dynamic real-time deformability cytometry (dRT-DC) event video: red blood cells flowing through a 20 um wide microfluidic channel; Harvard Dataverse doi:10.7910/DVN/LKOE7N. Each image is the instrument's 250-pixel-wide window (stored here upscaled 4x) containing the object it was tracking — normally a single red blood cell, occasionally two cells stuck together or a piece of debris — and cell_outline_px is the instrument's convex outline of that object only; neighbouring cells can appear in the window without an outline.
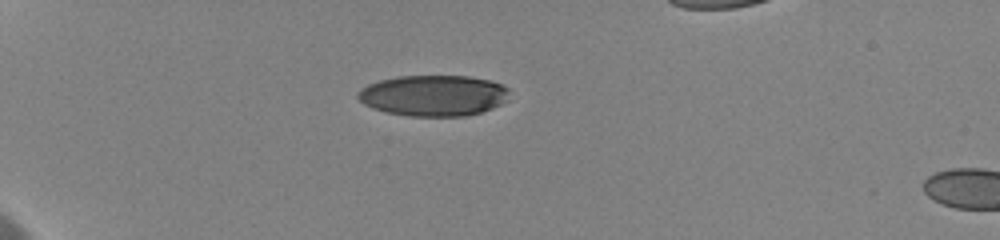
{"species": "human", "species_latin": "Homo sapiens", "temperature_condition": "cold", "stored_images_in_passage": 6, "camera_frame_rate_fps": 3000, "um_per_image_px": 0.085, "donor": {"sex": "female"}, "frame": {"image": 1, "passage_image": 1, "time_ms": 0.0, "image_size_px": [1000, 240], "cell_outline_px": [[508, 100], [492, 108], [480, 112], [464, 116], [408, 116], [384, 112], [372, 108], [364, 104], [356, 96], [356, 92], [360, 88], [368, 84], [380, 80], [400, 76], [468, 76], [488, 80], [500, 84], [508, 88]], "centroid_in_image_um": [36.81, 8.12], "position_along_channel_um": 48.2, "area_um2": 36.24}}